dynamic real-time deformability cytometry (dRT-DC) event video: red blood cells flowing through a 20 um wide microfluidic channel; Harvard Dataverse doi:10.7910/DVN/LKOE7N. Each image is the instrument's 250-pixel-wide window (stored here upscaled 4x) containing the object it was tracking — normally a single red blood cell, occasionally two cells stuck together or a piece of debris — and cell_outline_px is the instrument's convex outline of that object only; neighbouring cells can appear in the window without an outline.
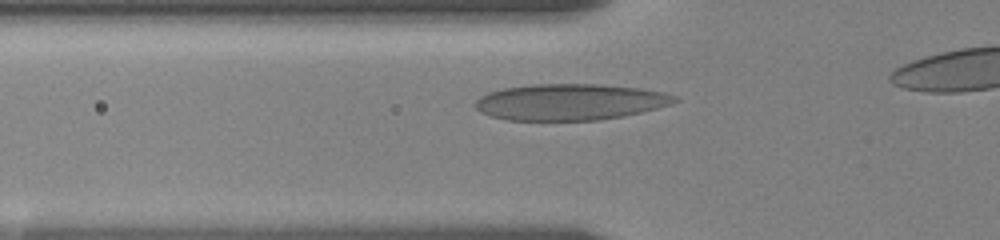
{"species": "human", "species_latin": "Homo sapiens", "temperature_condition": "room temperature", "stored_images_in_passage": 6, "segment_of_instrument_passage": [1, 2], "camera_frame_rate_fps": 3000, "um_per_image_px": 0.085, "donor": {"sex": "female"}, "frame": {"image": 1, "passage_image": 3, "time_ms": 1.333, "image_size_px": [1000, 240], "cell_outline_px": [[680, 100], [672, 104], [624, 116], [596, 120], [508, 120], [492, 116], [480, 112], [476, 108], [476, 100], [480, 96], [488, 92], [504, 88], [532, 84], [600, 84], [640, 88], [664, 92], [676, 96]], "centroid_in_image_um": [48.47, 8.66], "position_along_channel_um": 77.3, "area_um2": 42.14}}
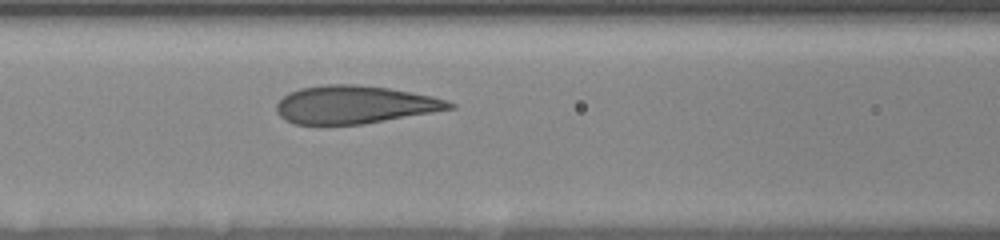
{"frame": {"image": 2, "passage_image": 5, "time_ms": 3.0, "image_size_px": [1000, 240], "cell_outline_px": [[456, 108], [364, 124], [292, 124], [284, 120], [276, 112], [276, 104], [288, 92], [300, 88], [324, 84], [356, 84], [388, 88], [432, 96], [448, 100], [456, 104]], "centroid_in_image_um": [30.13, 8.89], "position_along_channel_um": 136.5, "area_um2": 38.38}}